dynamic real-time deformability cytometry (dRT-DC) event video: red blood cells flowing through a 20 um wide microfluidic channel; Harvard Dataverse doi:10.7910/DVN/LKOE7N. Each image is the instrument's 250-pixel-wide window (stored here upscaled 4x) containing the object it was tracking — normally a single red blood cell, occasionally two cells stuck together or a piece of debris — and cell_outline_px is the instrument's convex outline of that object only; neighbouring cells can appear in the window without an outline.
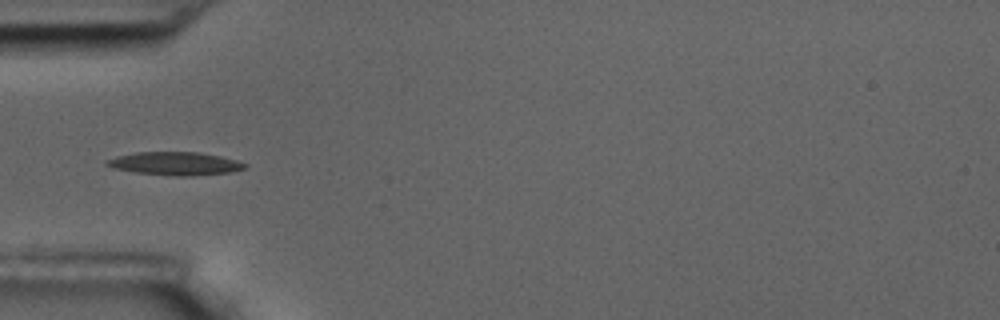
{"species": "common noctule bat (a hibernating species)", "species_latin": "Nyctalus noctula", "temperature_condition": "room temperature", "stored_images_in_passage": 10, "camera_frame_rate_fps": 3000, "um_per_image_px": 0.085, "animal": {"sex": "male", "body_mass_g": 17.5, "forearm_length_mm": 52.3}, "frame": {"image": 1, "passage_image": 6, "time_ms": 1.667, "image_size_px": [1000, 320], "cell_outline_px": [[248, 168], [232, 172], [192, 176], [176, 176], [136, 172], [112, 168], [104, 164], [104, 160], [116, 156], [136, 152], [196, 152], [220, 156], [236, 160], [248, 164]], "centroid_in_image_um": [14.89, 13.9], "position_along_channel_um": 70.1, "area_um2": 18.79}}
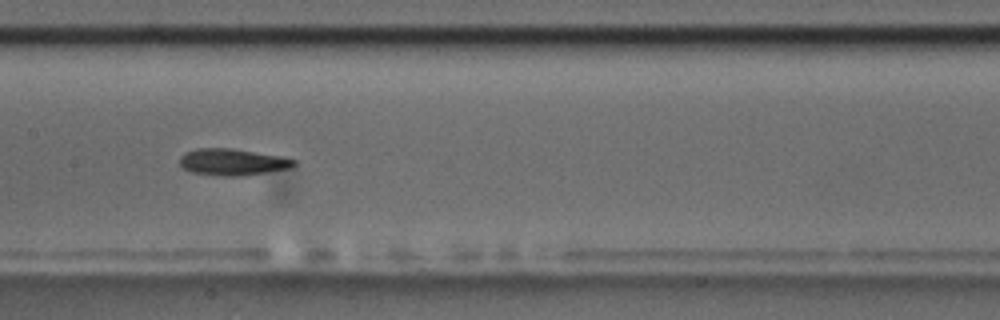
{"frame": {"image": 2, "passage_image": 9, "time_ms": 2.667, "image_size_px": [1000, 320], "cell_outline_px": [[296, 164], [292, 168], [244, 176], [220, 176], [192, 172], [184, 168], [180, 164], [180, 156], [184, 152], [196, 148], [232, 148], [280, 156], [296, 160]], "centroid_in_image_um": [19.77, 13.77], "position_along_channel_um": 187.6, "area_um2": 17.86}}
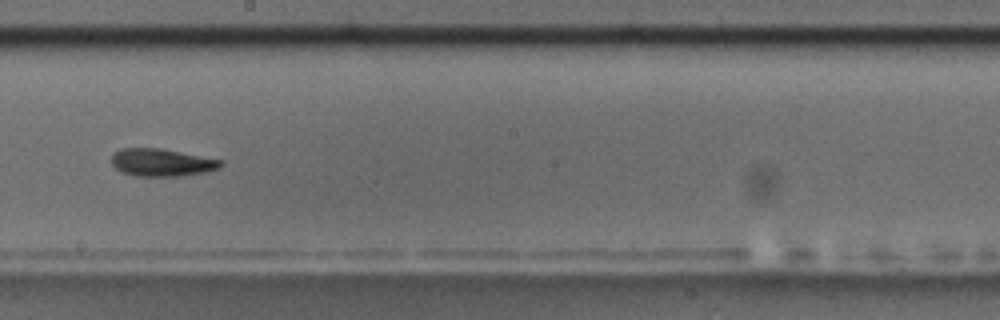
{"frame": {"image": 3, "passage_image": 10, "time_ms": 3.0, "image_size_px": [1000, 320], "cell_outline_px": [[224, 164], [220, 168], [208, 172], [180, 176], [136, 176], [120, 172], [112, 164], [112, 156], [120, 148], [160, 148], [224, 160]], "centroid_in_image_um": [13.79, 13.82], "position_along_channel_um": 234.4, "area_um2": 17.74}}